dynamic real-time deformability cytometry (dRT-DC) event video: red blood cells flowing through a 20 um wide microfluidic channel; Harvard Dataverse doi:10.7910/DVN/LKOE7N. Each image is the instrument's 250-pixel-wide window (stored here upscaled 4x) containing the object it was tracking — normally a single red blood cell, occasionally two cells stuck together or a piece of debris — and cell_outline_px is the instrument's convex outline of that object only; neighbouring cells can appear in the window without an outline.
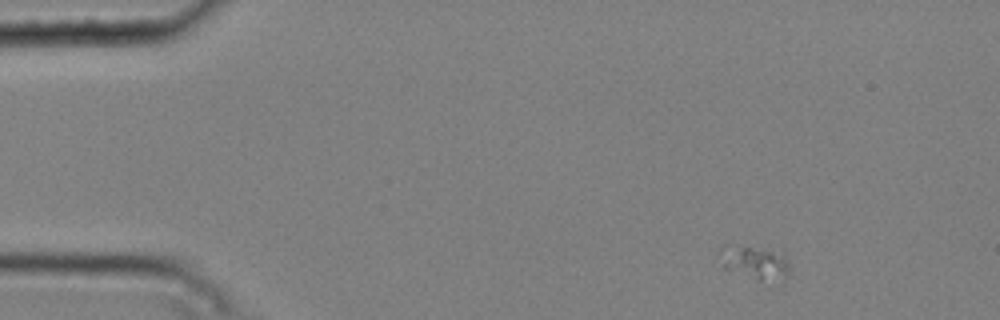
{"species": "common noctule bat (a hibernating species)", "species_latin": "Nyctalus noctula", "temperature_condition": "cold", "stored_images_in_passage": 4, "camera_frame_rate_fps": 3000, "um_per_image_px": 0.085, "animal": {"sex": "male", "body_mass_g": 20.4}, "frame": {"image": 1, "passage_image": 1, "time_ms": 0.0, "image_size_px": [1000, 320], "cell_outline_px": [[788, 276], [784, 284], [760, 280], [724, 268], [724, 264], [740, 248], [752, 248], [772, 252], [784, 256], [788, 260]], "centroid_in_image_um": [64.55, 22.52], "position_along_channel_um": 20.4, "area_um2": 11.56}}
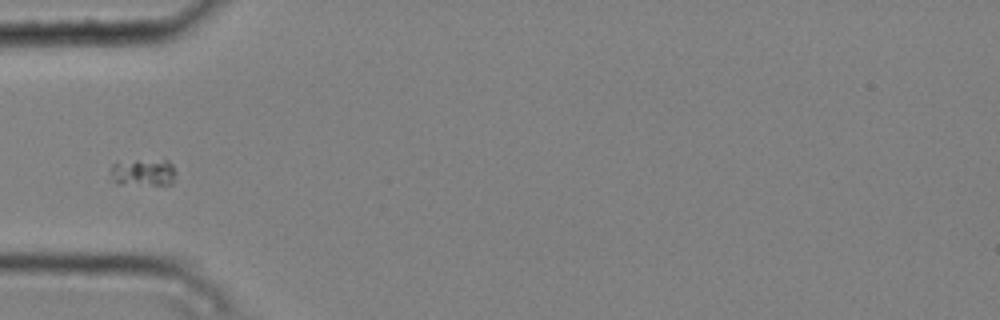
{"frame": {"image": 2, "passage_image": 4, "time_ms": 1.0, "image_size_px": [1000, 320], "cell_outline_px": [[176, 172], [172, 184], [116, 184], [108, 180], [112, 164], [116, 160], [168, 160], [172, 164]], "centroid_in_image_um": [12.08, 14.64], "position_along_channel_um": 72.9, "area_um2": 10.81}}